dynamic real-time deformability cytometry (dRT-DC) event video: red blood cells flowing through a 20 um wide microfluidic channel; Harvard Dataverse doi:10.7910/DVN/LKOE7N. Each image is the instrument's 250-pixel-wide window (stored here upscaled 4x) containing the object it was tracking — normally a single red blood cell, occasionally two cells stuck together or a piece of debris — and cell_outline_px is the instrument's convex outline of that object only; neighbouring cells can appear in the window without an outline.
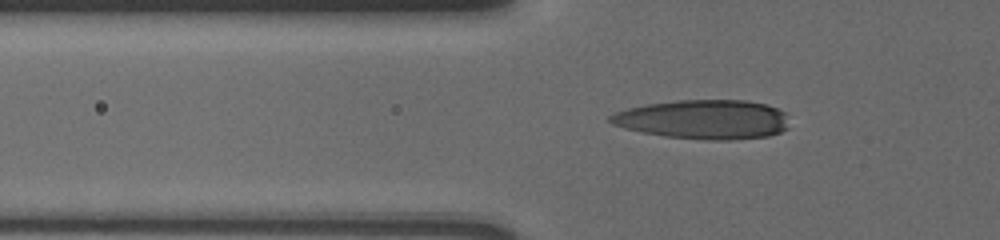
{"species": "human", "species_latin": "Homo sapiens", "temperature_condition": "cold", "stored_images_in_passage": 38, "camera_frame_rate_fps": 3000, "um_per_image_px": 0.085, "donor": {"sex": "male"}, "frame": {"image": 1, "passage_image": 3, "time_ms": 0.667, "image_size_px": [1000, 240], "cell_outline_px": [[788, 128], [780, 132], [768, 136], [728, 140], [716, 140], [664, 136], [624, 128], [612, 124], [608, 120], [608, 116], [616, 112], [628, 108], [648, 104], [680, 100], [744, 100], [764, 104], [776, 108], [784, 112]], "centroid_in_image_um": [59.79, 10.15], "position_along_channel_um": 66.0, "area_um2": 40.58}}
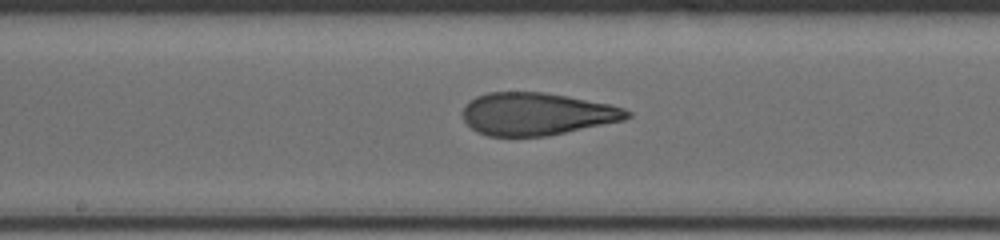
{"frame": {"image": 2, "passage_image": 15, "time_ms": 4.667, "image_size_px": [1000, 240], "cell_outline_px": [[632, 116], [624, 120], [548, 136], [488, 136], [476, 132], [464, 120], [464, 108], [468, 100], [476, 96], [488, 92], [544, 92], [568, 96], [612, 104], [624, 108], [632, 112]], "centroid_in_image_um": [45.65, 9.68], "position_along_channel_um": 202.5, "area_um2": 40.92}}
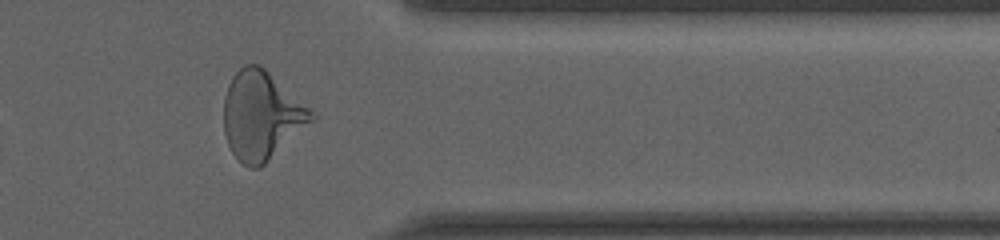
{"frame": {"image": 3, "passage_image": 31, "time_ms": 10.0, "image_size_px": [1000, 240], "cell_outline_px": [[316, 120], [260, 168], [248, 168], [240, 164], [232, 152], [228, 144], [224, 132], [224, 96], [228, 84], [232, 76], [244, 64], [260, 64], [308, 108], [316, 116]], "centroid_in_image_um": [22.2, 9.86], "position_along_channel_um": 389.2, "area_um2": 45.14}}